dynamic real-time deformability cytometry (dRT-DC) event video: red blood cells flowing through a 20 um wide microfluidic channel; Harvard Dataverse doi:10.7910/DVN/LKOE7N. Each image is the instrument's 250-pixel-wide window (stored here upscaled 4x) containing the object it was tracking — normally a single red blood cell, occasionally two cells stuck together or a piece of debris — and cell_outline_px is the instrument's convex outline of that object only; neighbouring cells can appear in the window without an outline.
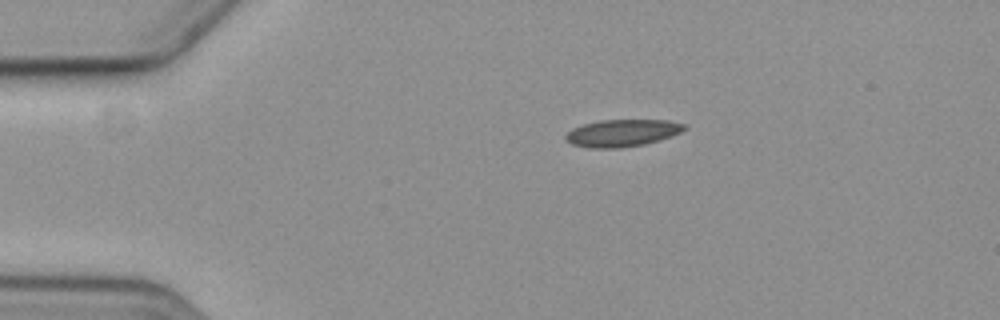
{"species": "common noctule bat (a hibernating species)", "species_latin": "Nyctalus noctula", "temperature_condition": "cold", "stored_images_in_passage": 5, "camera_frame_rate_fps": 3000, "um_per_image_px": 0.085, "animal": {"sex": "female", "body_mass_g": 19.3, "forearm_length_mm": 54.1}, "frame": {"image": 1, "passage_image": 5, "time_ms": 5.667, "image_size_px": [1000, 320], "cell_outline_px": [[688, 128], [672, 136], [644, 144], [620, 148], [588, 148], [572, 144], [564, 136], [572, 128], [584, 124], [600, 120], [668, 120], [688, 124]], "centroid_in_image_um": [52.92, 11.3], "position_along_channel_um": 32.1, "area_um2": 18.84}}